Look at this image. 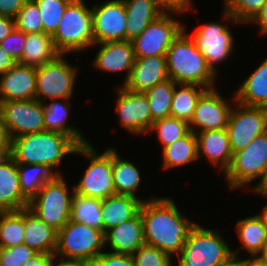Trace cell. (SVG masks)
<instances>
[{"label":"cell","mask_w":267,"mask_h":266,"mask_svg":"<svg viewBox=\"0 0 267 266\" xmlns=\"http://www.w3.org/2000/svg\"><path fill=\"white\" fill-rule=\"evenodd\" d=\"M16 62L0 47V75L11 68Z\"/></svg>","instance_id":"cell-53"},{"label":"cell","mask_w":267,"mask_h":266,"mask_svg":"<svg viewBox=\"0 0 267 266\" xmlns=\"http://www.w3.org/2000/svg\"><path fill=\"white\" fill-rule=\"evenodd\" d=\"M250 22L258 24L260 26L259 31L261 34H267V0L266 3L262 6V8Z\"/></svg>","instance_id":"cell-50"},{"label":"cell","mask_w":267,"mask_h":266,"mask_svg":"<svg viewBox=\"0 0 267 266\" xmlns=\"http://www.w3.org/2000/svg\"><path fill=\"white\" fill-rule=\"evenodd\" d=\"M15 28V21L12 18L0 15V42L7 37Z\"/></svg>","instance_id":"cell-51"},{"label":"cell","mask_w":267,"mask_h":266,"mask_svg":"<svg viewBox=\"0 0 267 266\" xmlns=\"http://www.w3.org/2000/svg\"><path fill=\"white\" fill-rule=\"evenodd\" d=\"M72 189L70 194L63 176L56 175L37 192L28 208L47 225L59 231L70 220L74 186Z\"/></svg>","instance_id":"cell-8"},{"label":"cell","mask_w":267,"mask_h":266,"mask_svg":"<svg viewBox=\"0 0 267 266\" xmlns=\"http://www.w3.org/2000/svg\"><path fill=\"white\" fill-rule=\"evenodd\" d=\"M39 7L44 33L53 35L72 0H34Z\"/></svg>","instance_id":"cell-40"},{"label":"cell","mask_w":267,"mask_h":266,"mask_svg":"<svg viewBox=\"0 0 267 266\" xmlns=\"http://www.w3.org/2000/svg\"><path fill=\"white\" fill-rule=\"evenodd\" d=\"M100 50L93 61L94 67L105 72L127 71L124 84L130 78L135 62L132 41H109L100 43Z\"/></svg>","instance_id":"cell-19"},{"label":"cell","mask_w":267,"mask_h":266,"mask_svg":"<svg viewBox=\"0 0 267 266\" xmlns=\"http://www.w3.org/2000/svg\"><path fill=\"white\" fill-rule=\"evenodd\" d=\"M90 266H135L131 254L102 252Z\"/></svg>","instance_id":"cell-45"},{"label":"cell","mask_w":267,"mask_h":266,"mask_svg":"<svg viewBox=\"0 0 267 266\" xmlns=\"http://www.w3.org/2000/svg\"><path fill=\"white\" fill-rule=\"evenodd\" d=\"M228 186L232 189L252 183L256 191L267 179V132L257 136L245 148L233 153L232 162L224 174Z\"/></svg>","instance_id":"cell-6"},{"label":"cell","mask_w":267,"mask_h":266,"mask_svg":"<svg viewBox=\"0 0 267 266\" xmlns=\"http://www.w3.org/2000/svg\"><path fill=\"white\" fill-rule=\"evenodd\" d=\"M145 244L157 247L165 253L177 255L181 252L191 228L190 222L168 197L151 198L140 206Z\"/></svg>","instance_id":"cell-1"},{"label":"cell","mask_w":267,"mask_h":266,"mask_svg":"<svg viewBox=\"0 0 267 266\" xmlns=\"http://www.w3.org/2000/svg\"><path fill=\"white\" fill-rule=\"evenodd\" d=\"M126 12L125 40L133 41L147 26L155 21L163 10L155 0H123Z\"/></svg>","instance_id":"cell-25"},{"label":"cell","mask_w":267,"mask_h":266,"mask_svg":"<svg viewBox=\"0 0 267 266\" xmlns=\"http://www.w3.org/2000/svg\"><path fill=\"white\" fill-rule=\"evenodd\" d=\"M222 266H241V258H233L228 263Z\"/></svg>","instance_id":"cell-57"},{"label":"cell","mask_w":267,"mask_h":266,"mask_svg":"<svg viewBox=\"0 0 267 266\" xmlns=\"http://www.w3.org/2000/svg\"><path fill=\"white\" fill-rule=\"evenodd\" d=\"M190 37L206 59L208 66L218 74L215 64L227 59L234 47V38L228 27L217 22L206 23Z\"/></svg>","instance_id":"cell-14"},{"label":"cell","mask_w":267,"mask_h":266,"mask_svg":"<svg viewBox=\"0 0 267 266\" xmlns=\"http://www.w3.org/2000/svg\"><path fill=\"white\" fill-rule=\"evenodd\" d=\"M15 28L27 33L44 32L39 7L34 0H27L14 18Z\"/></svg>","instance_id":"cell-41"},{"label":"cell","mask_w":267,"mask_h":266,"mask_svg":"<svg viewBox=\"0 0 267 266\" xmlns=\"http://www.w3.org/2000/svg\"><path fill=\"white\" fill-rule=\"evenodd\" d=\"M233 98L245 106L267 107V58L236 90Z\"/></svg>","instance_id":"cell-27"},{"label":"cell","mask_w":267,"mask_h":266,"mask_svg":"<svg viewBox=\"0 0 267 266\" xmlns=\"http://www.w3.org/2000/svg\"><path fill=\"white\" fill-rule=\"evenodd\" d=\"M26 41V33L14 28V30L0 42V47L16 63L21 60Z\"/></svg>","instance_id":"cell-44"},{"label":"cell","mask_w":267,"mask_h":266,"mask_svg":"<svg viewBox=\"0 0 267 266\" xmlns=\"http://www.w3.org/2000/svg\"><path fill=\"white\" fill-rule=\"evenodd\" d=\"M29 202L20 188L17 163L10 155L0 158V212L28 208Z\"/></svg>","instance_id":"cell-21"},{"label":"cell","mask_w":267,"mask_h":266,"mask_svg":"<svg viewBox=\"0 0 267 266\" xmlns=\"http://www.w3.org/2000/svg\"><path fill=\"white\" fill-rule=\"evenodd\" d=\"M236 232L247 253L255 257L261 248L267 243V228L260 214L237 220Z\"/></svg>","instance_id":"cell-30"},{"label":"cell","mask_w":267,"mask_h":266,"mask_svg":"<svg viewBox=\"0 0 267 266\" xmlns=\"http://www.w3.org/2000/svg\"><path fill=\"white\" fill-rule=\"evenodd\" d=\"M27 0H0V15L14 19Z\"/></svg>","instance_id":"cell-47"},{"label":"cell","mask_w":267,"mask_h":266,"mask_svg":"<svg viewBox=\"0 0 267 266\" xmlns=\"http://www.w3.org/2000/svg\"><path fill=\"white\" fill-rule=\"evenodd\" d=\"M70 220L103 230L101 199L73 193Z\"/></svg>","instance_id":"cell-37"},{"label":"cell","mask_w":267,"mask_h":266,"mask_svg":"<svg viewBox=\"0 0 267 266\" xmlns=\"http://www.w3.org/2000/svg\"><path fill=\"white\" fill-rule=\"evenodd\" d=\"M36 94V67L15 63L0 76V101L32 100Z\"/></svg>","instance_id":"cell-18"},{"label":"cell","mask_w":267,"mask_h":266,"mask_svg":"<svg viewBox=\"0 0 267 266\" xmlns=\"http://www.w3.org/2000/svg\"><path fill=\"white\" fill-rule=\"evenodd\" d=\"M236 253L238 250L232 251L219 231L195 224L178 254V266H222L239 258Z\"/></svg>","instance_id":"cell-4"},{"label":"cell","mask_w":267,"mask_h":266,"mask_svg":"<svg viewBox=\"0 0 267 266\" xmlns=\"http://www.w3.org/2000/svg\"><path fill=\"white\" fill-rule=\"evenodd\" d=\"M0 121L10 139L45 131L43 104L36 99L0 101Z\"/></svg>","instance_id":"cell-11"},{"label":"cell","mask_w":267,"mask_h":266,"mask_svg":"<svg viewBox=\"0 0 267 266\" xmlns=\"http://www.w3.org/2000/svg\"><path fill=\"white\" fill-rule=\"evenodd\" d=\"M53 254L37 253L26 261L23 266H51Z\"/></svg>","instance_id":"cell-49"},{"label":"cell","mask_w":267,"mask_h":266,"mask_svg":"<svg viewBox=\"0 0 267 266\" xmlns=\"http://www.w3.org/2000/svg\"><path fill=\"white\" fill-rule=\"evenodd\" d=\"M141 198L130 195L114 194L101 200L103 232L133 218L140 210Z\"/></svg>","instance_id":"cell-24"},{"label":"cell","mask_w":267,"mask_h":266,"mask_svg":"<svg viewBox=\"0 0 267 266\" xmlns=\"http://www.w3.org/2000/svg\"><path fill=\"white\" fill-rule=\"evenodd\" d=\"M105 244L112 252L133 254L145 244L144 227L140 211L131 219L104 233Z\"/></svg>","instance_id":"cell-22"},{"label":"cell","mask_w":267,"mask_h":266,"mask_svg":"<svg viewBox=\"0 0 267 266\" xmlns=\"http://www.w3.org/2000/svg\"><path fill=\"white\" fill-rule=\"evenodd\" d=\"M75 153L88 157L90 165L79 183L74 186V193L101 200L116 194L112 171V148L98 154L90 143H86L79 145Z\"/></svg>","instance_id":"cell-7"},{"label":"cell","mask_w":267,"mask_h":266,"mask_svg":"<svg viewBox=\"0 0 267 266\" xmlns=\"http://www.w3.org/2000/svg\"><path fill=\"white\" fill-rule=\"evenodd\" d=\"M234 104L236 107L231 110L226 128L232 153L245 148L257 136L267 132V107Z\"/></svg>","instance_id":"cell-12"},{"label":"cell","mask_w":267,"mask_h":266,"mask_svg":"<svg viewBox=\"0 0 267 266\" xmlns=\"http://www.w3.org/2000/svg\"><path fill=\"white\" fill-rule=\"evenodd\" d=\"M17 170L21 191L29 201L37 195L46 182L51 181L56 175H62L59 170L53 173L52 169L41 164H17Z\"/></svg>","instance_id":"cell-33"},{"label":"cell","mask_w":267,"mask_h":266,"mask_svg":"<svg viewBox=\"0 0 267 266\" xmlns=\"http://www.w3.org/2000/svg\"><path fill=\"white\" fill-rule=\"evenodd\" d=\"M117 92L116 111L120 124L134 134L149 132L152 117L145 93L131 91L124 85Z\"/></svg>","instance_id":"cell-16"},{"label":"cell","mask_w":267,"mask_h":266,"mask_svg":"<svg viewBox=\"0 0 267 266\" xmlns=\"http://www.w3.org/2000/svg\"><path fill=\"white\" fill-rule=\"evenodd\" d=\"M57 236L58 231L47 225L29 208H25L23 244L34 249L37 253L55 254Z\"/></svg>","instance_id":"cell-26"},{"label":"cell","mask_w":267,"mask_h":266,"mask_svg":"<svg viewBox=\"0 0 267 266\" xmlns=\"http://www.w3.org/2000/svg\"><path fill=\"white\" fill-rule=\"evenodd\" d=\"M52 38L56 50L63 55L94 46L92 8L84 0H72Z\"/></svg>","instance_id":"cell-5"},{"label":"cell","mask_w":267,"mask_h":266,"mask_svg":"<svg viewBox=\"0 0 267 266\" xmlns=\"http://www.w3.org/2000/svg\"><path fill=\"white\" fill-rule=\"evenodd\" d=\"M77 69L70 66L63 54H60L51 63L36 67V94L35 99L45 102L49 99H71Z\"/></svg>","instance_id":"cell-10"},{"label":"cell","mask_w":267,"mask_h":266,"mask_svg":"<svg viewBox=\"0 0 267 266\" xmlns=\"http://www.w3.org/2000/svg\"><path fill=\"white\" fill-rule=\"evenodd\" d=\"M254 259H256L259 263L267 266V243L255 255Z\"/></svg>","instance_id":"cell-54"},{"label":"cell","mask_w":267,"mask_h":266,"mask_svg":"<svg viewBox=\"0 0 267 266\" xmlns=\"http://www.w3.org/2000/svg\"><path fill=\"white\" fill-rule=\"evenodd\" d=\"M112 171L116 194L135 196L141 182L139 169L129 160H123L112 148Z\"/></svg>","instance_id":"cell-32"},{"label":"cell","mask_w":267,"mask_h":266,"mask_svg":"<svg viewBox=\"0 0 267 266\" xmlns=\"http://www.w3.org/2000/svg\"><path fill=\"white\" fill-rule=\"evenodd\" d=\"M265 3L266 0H225L223 18L236 24L250 23Z\"/></svg>","instance_id":"cell-38"},{"label":"cell","mask_w":267,"mask_h":266,"mask_svg":"<svg viewBox=\"0 0 267 266\" xmlns=\"http://www.w3.org/2000/svg\"><path fill=\"white\" fill-rule=\"evenodd\" d=\"M255 192L267 199V179Z\"/></svg>","instance_id":"cell-56"},{"label":"cell","mask_w":267,"mask_h":266,"mask_svg":"<svg viewBox=\"0 0 267 266\" xmlns=\"http://www.w3.org/2000/svg\"><path fill=\"white\" fill-rule=\"evenodd\" d=\"M132 258L135 266H172L169 254L148 244L142 245Z\"/></svg>","instance_id":"cell-42"},{"label":"cell","mask_w":267,"mask_h":266,"mask_svg":"<svg viewBox=\"0 0 267 266\" xmlns=\"http://www.w3.org/2000/svg\"><path fill=\"white\" fill-rule=\"evenodd\" d=\"M197 155H205L209 162L219 165L225 174L232 162V149L226 129L196 132Z\"/></svg>","instance_id":"cell-23"},{"label":"cell","mask_w":267,"mask_h":266,"mask_svg":"<svg viewBox=\"0 0 267 266\" xmlns=\"http://www.w3.org/2000/svg\"><path fill=\"white\" fill-rule=\"evenodd\" d=\"M126 12L123 0H108L92 7L94 45L109 41H124Z\"/></svg>","instance_id":"cell-15"},{"label":"cell","mask_w":267,"mask_h":266,"mask_svg":"<svg viewBox=\"0 0 267 266\" xmlns=\"http://www.w3.org/2000/svg\"><path fill=\"white\" fill-rule=\"evenodd\" d=\"M78 146L67 135L45 130L11 139L10 156L17 164H41L53 170Z\"/></svg>","instance_id":"cell-2"},{"label":"cell","mask_w":267,"mask_h":266,"mask_svg":"<svg viewBox=\"0 0 267 266\" xmlns=\"http://www.w3.org/2000/svg\"><path fill=\"white\" fill-rule=\"evenodd\" d=\"M157 5L164 11L172 14H180L190 7L191 0H155Z\"/></svg>","instance_id":"cell-46"},{"label":"cell","mask_w":267,"mask_h":266,"mask_svg":"<svg viewBox=\"0 0 267 266\" xmlns=\"http://www.w3.org/2000/svg\"><path fill=\"white\" fill-rule=\"evenodd\" d=\"M163 169L185 166L197 161V138L196 134L189 131L184 137L162 148Z\"/></svg>","instance_id":"cell-31"},{"label":"cell","mask_w":267,"mask_h":266,"mask_svg":"<svg viewBox=\"0 0 267 266\" xmlns=\"http://www.w3.org/2000/svg\"><path fill=\"white\" fill-rule=\"evenodd\" d=\"M185 29L181 22L164 12L133 41L135 57L166 55L168 48Z\"/></svg>","instance_id":"cell-13"},{"label":"cell","mask_w":267,"mask_h":266,"mask_svg":"<svg viewBox=\"0 0 267 266\" xmlns=\"http://www.w3.org/2000/svg\"><path fill=\"white\" fill-rule=\"evenodd\" d=\"M222 97L215 87L206 89L202 93L189 123L190 131L196 134V132L227 128L232 107ZM196 127H200V130L196 131Z\"/></svg>","instance_id":"cell-17"},{"label":"cell","mask_w":267,"mask_h":266,"mask_svg":"<svg viewBox=\"0 0 267 266\" xmlns=\"http://www.w3.org/2000/svg\"><path fill=\"white\" fill-rule=\"evenodd\" d=\"M60 53L56 50L51 35L27 33L24 50L19 64L40 67L54 61Z\"/></svg>","instance_id":"cell-28"},{"label":"cell","mask_w":267,"mask_h":266,"mask_svg":"<svg viewBox=\"0 0 267 266\" xmlns=\"http://www.w3.org/2000/svg\"><path fill=\"white\" fill-rule=\"evenodd\" d=\"M55 254L52 256V262L51 266H90V263L81 259H73V258H64L62 259L63 261L58 262L57 264L55 263Z\"/></svg>","instance_id":"cell-52"},{"label":"cell","mask_w":267,"mask_h":266,"mask_svg":"<svg viewBox=\"0 0 267 266\" xmlns=\"http://www.w3.org/2000/svg\"><path fill=\"white\" fill-rule=\"evenodd\" d=\"M104 245L103 230L69 220L58 231L55 255L91 263L102 253Z\"/></svg>","instance_id":"cell-9"},{"label":"cell","mask_w":267,"mask_h":266,"mask_svg":"<svg viewBox=\"0 0 267 266\" xmlns=\"http://www.w3.org/2000/svg\"><path fill=\"white\" fill-rule=\"evenodd\" d=\"M167 79L166 55L136 57L130 78L124 86L131 91L145 93Z\"/></svg>","instance_id":"cell-20"},{"label":"cell","mask_w":267,"mask_h":266,"mask_svg":"<svg viewBox=\"0 0 267 266\" xmlns=\"http://www.w3.org/2000/svg\"><path fill=\"white\" fill-rule=\"evenodd\" d=\"M241 266H265L261 263H259L256 259L254 258H248L241 260Z\"/></svg>","instance_id":"cell-55"},{"label":"cell","mask_w":267,"mask_h":266,"mask_svg":"<svg viewBox=\"0 0 267 266\" xmlns=\"http://www.w3.org/2000/svg\"><path fill=\"white\" fill-rule=\"evenodd\" d=\"M177 86L180 89H177ZM206 89L204 86L195 84H176L171 102L170 117L184 120L189 124L193 118L197 101Z\"/></svg>","instance_id":"cell-34"},{"label":"cell","mask_w":267,"mask_h":266,"mask_svg":"<svg viewBox=\"0 0 267 266\" xmlns=\"http://www.w3.org/2000/svg\"><path fill=\"white\" fill-rule=\"evenodd\" d=\"M151 130H156L158 133V139L163 147L181 139L190 131L189 124L186 121L173 117L154 121L149 129V132Z\"/></svg>","instance_id":"cell-39"},{"label":"cell","mask_w":267,"mask_h":266,"mask_svg":"<svg viewBox=\"0 0 267 266\" xmlns=\"http://www.w3.org/2000/svg\"><path fill=\"white\" fill-rule=\"evenodd\" d=\"M56 100V101H55ZM52 99L51 103H42L44 111V126L46 131L58 132L71 137L78 145H83L87 142L83 134L68 124L65 125L69 117V99H64V102ZM67 100V101H66ZM69 103V104H68Z\"/></svg>","instance_id":"cell-29"},{"label":"cell","mask_w":267,"mask_h":266,"mask_svg":"<svg viewBox=\"0 0 267 266\" xmlns=\"http://www.w3.org/2000/svg\"><path fill=\"white\" fill-rule=\"evenodd\" d=\"M11 139L6 128L0 121V158L10 155Z\"/></svg>","instance_id":"cell-48"},{"label":"cell","mask_w":267,"mask_h":266,"mask_svg":"<svg viewBox=\"0 0 267 266\" xmlns=\"http://www.w3.org/2000/svg\"><path fill=\"white\" fill-rule=\"evenodd\" d=\"M25 209L0 212V247L23 244Z\"/></svg>","instance_id":"cell-35"},{"label":"cell","mask_w":267,"mask_h":266,"mask_svg":"<svg viewBox=\"0 0 267 266\" xmlns=\"http://www.w3.org/2000/svg\"><path fill=\"white\" fill-rule=\"evenodd\" d=\"M37 252L26 244L0 247V266H23Z\"/></svg>","instance_id":"cell-43"},{"label":"cell","mask_w":267,"mask_h":266,"mask_svg":"<svg viewBox=\"0 0 267 266\" xmlns=\"http://www.w3.org/2000/svg\"><path fill=\"white\" fill-rule=\"evenodd\" d=\"M175 85L176 83L169 78L145 92L149 102L152 123L170 117Z\"/></svg>","instance_id":"cell-36"},{"label":"cell","mask_w":267,"mask_h":266,"mask_svg":"<svg viewBox=\"0 0 267 266\" xmlns=\"http://www.w3.org/2000/svg\"><path fill=\"white\" fill-rule=\"evenodd\" d=\"M260 215L262 216V218L264 219L266 228H267V204L266 206H264L262 213H260Z\"/></svg>","instance_id":"cell-58"},{"label":"cell","mask_w":267,"mask_h":266,"mask_svg":"<svg viewBox=\"0 0 267 266\" xmlns=\"http://www.w3.org/2000/svg\"><path fill=\"white\" fill-rule=\"evenodd\" d=\"M169 78L176 84H195L214 88L216 73L208 66L194 40L185 29L173 41L166 53Z\"/></svg>","instance_id":"cell-3"}]
</instances>
